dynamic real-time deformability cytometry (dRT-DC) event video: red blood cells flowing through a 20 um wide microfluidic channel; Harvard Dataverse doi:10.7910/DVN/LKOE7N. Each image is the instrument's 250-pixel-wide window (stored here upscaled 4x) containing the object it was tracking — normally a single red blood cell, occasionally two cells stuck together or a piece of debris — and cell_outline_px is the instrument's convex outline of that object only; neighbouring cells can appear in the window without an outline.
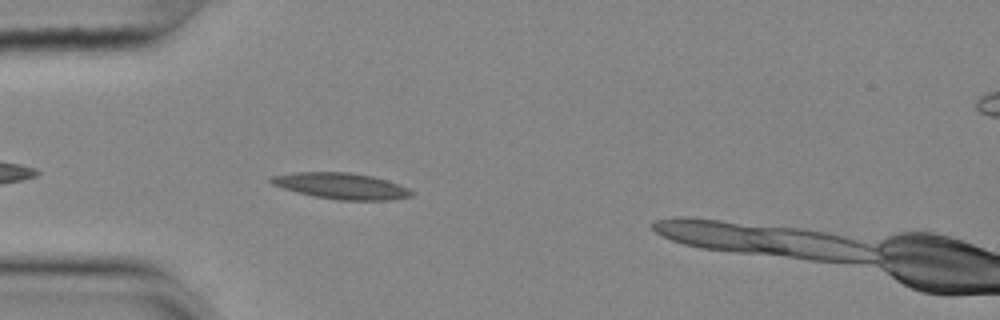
{"species": "common noctule bat (a hibernating species)", "species_latin": "Nyctalus noctula", "temperature_condition": "cold", "stored_images_in_passage": 38, "camera_frame_rate_fps": 3000, "um_per_image_px": 0.085, "animal": {"sex": "female", "body_mass_g": 25.1}, "frame": {"image": 1, "passage_image": 4, "time_ms": 1.0, "image_size_px": [1000, 320], "cell_outline_px": [[416, 192], [412, 196], [388, 200], [340, 200], [316, 196], [296, 192], [272, 184], [268, 180], [272, 176], [296, 172], [348, 172], [372, 176], [388, 180], [408, 188]], "centroid_in_image_um": [29.04, 15.8], "position_along_channel_um": 56.0, "area_um2": 21.27}}
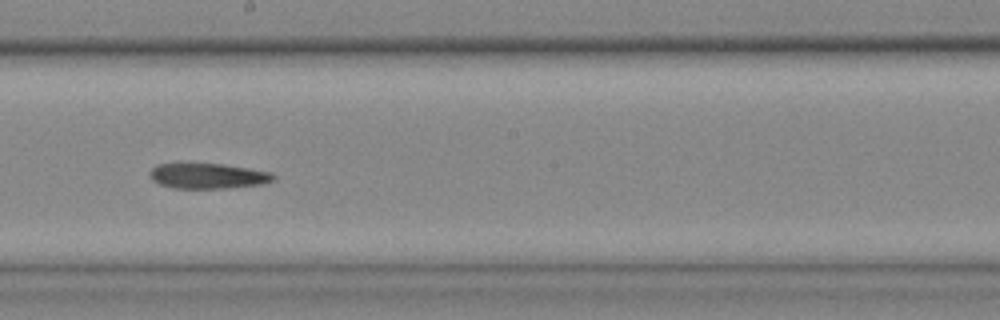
{"frame": {"image": 2, "passage_image": 19, "time_ms": 6.0, "image_size_px": [1000, 320], "cell_outline_px": [[276, 180], [260, 184], [224, 188], [172, 188], [160, 184], [152, 180], [148, 172], [156, 164], [224, 164], [272, 172], [276, 176]], "centroid_in_image_um": [17.68, 14.95], "position_along_channel_um": 230.5, "area_um2": 18.21}}
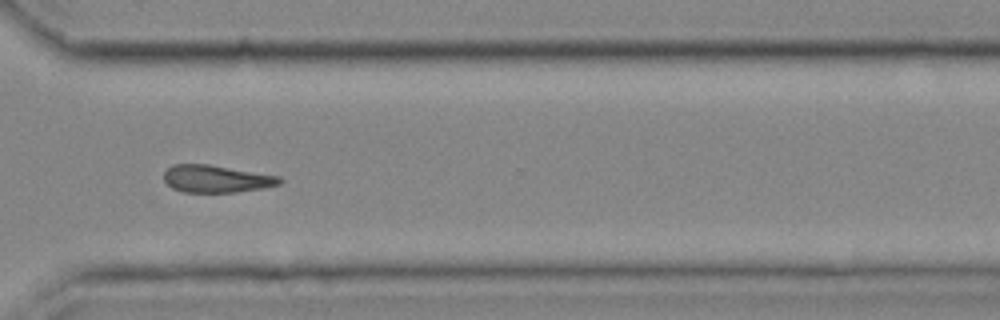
{"frame": {"image": 3, "passage_image": 29, "time_ms": 9.333, "image_size_px": [1000, 320], "cell_outline_px": [[284, 180], [280, 184], [264, 188], [236, 192], [184, 192], [172, 188], [164, 180], [164, 172], [172, 164], [208, 164], [280, 176]], "centroid_in_image_um": [18.4, 15.2], "position_along_channel_um": 352.2, "area_um2": 18.5}}